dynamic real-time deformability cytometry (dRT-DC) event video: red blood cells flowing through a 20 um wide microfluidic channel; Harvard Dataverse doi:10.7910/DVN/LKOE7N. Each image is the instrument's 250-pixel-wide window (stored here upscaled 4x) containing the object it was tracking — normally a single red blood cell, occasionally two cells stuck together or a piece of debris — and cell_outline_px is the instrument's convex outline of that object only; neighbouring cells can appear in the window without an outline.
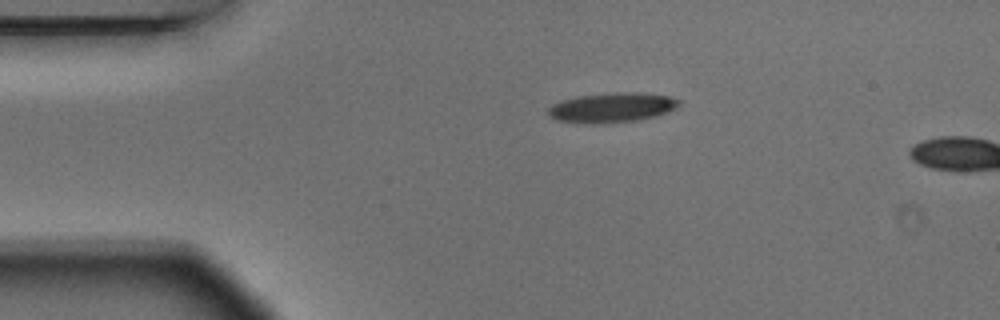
{"species": "Egyptian fruit bat (a non-hibernating species)", "species_latin": "Rousettus aegyptiacus", "temperature_condition": "warm", "stored_images_in_passage": 2, "camera_frame_rate_fps": 3000, "um_per_image_px": 0.085, "animal": {"sex": "male"}, "frame": {"image": 1, "passage_image": 1, "time_ms": 0.0, "image_size_px": [1000, 320], "cell_outline_px": [[680, 104], [676, 108], [668, 112], [656, 116], [636, 120], [604, 124], [584, 124], [556, 120], [548, 112], [548, 108], [552, 104], [560, 100], [580, 96], [616, 92], [640, 92], [668, 96], [680, 100]], "centroid_in_image_um": [52.01, 9.15], "position_along_channel_um": 33.0, "area_um2": 22.83}}